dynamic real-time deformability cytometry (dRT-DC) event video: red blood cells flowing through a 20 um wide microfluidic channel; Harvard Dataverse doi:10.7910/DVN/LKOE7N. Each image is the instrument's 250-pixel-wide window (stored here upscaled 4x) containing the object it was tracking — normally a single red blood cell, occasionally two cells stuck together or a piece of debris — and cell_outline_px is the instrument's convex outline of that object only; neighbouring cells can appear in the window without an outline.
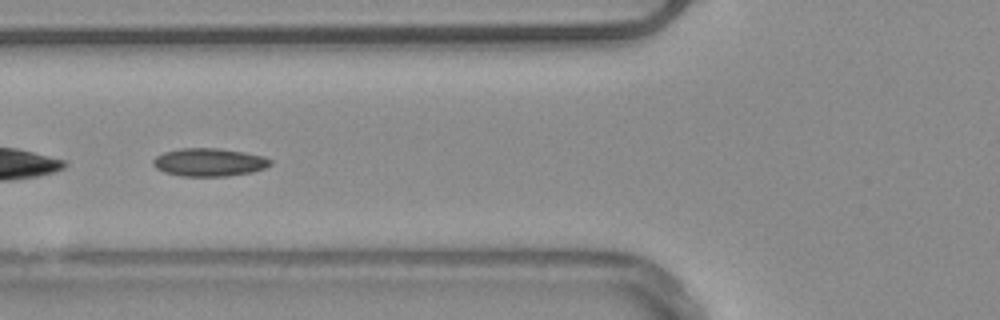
{"species": "common noctule bat (a hibernating species)", "species_latin": "Nyctalus noctula", "temperature_condition": "warm", "stored_images_in_passage": 37, "camera_frame_rate_fps": 3000, "um_per_image_px": 0.085, "animal": {"sex": "male", "body_mass_g": 20.4}, "frame": {"image": 1, "passage_image": 21, "time_ms": 6.667, "image_size_px": [1000, 320], "cell_outline_px": [[272, 164], [264, 168], [252, 172], [228, 176], [180, 176], [164, 172], [156, 168], [152, 164], [152, 160], [156, 156], [164, 152], [180, 148], [216, 148], [244, 152], [264, 156], [272, 160]], "centroid_in_image_um": [17.77, 13.79], "position_along_channel_um": 108.0, "area_um2": 19.25}}